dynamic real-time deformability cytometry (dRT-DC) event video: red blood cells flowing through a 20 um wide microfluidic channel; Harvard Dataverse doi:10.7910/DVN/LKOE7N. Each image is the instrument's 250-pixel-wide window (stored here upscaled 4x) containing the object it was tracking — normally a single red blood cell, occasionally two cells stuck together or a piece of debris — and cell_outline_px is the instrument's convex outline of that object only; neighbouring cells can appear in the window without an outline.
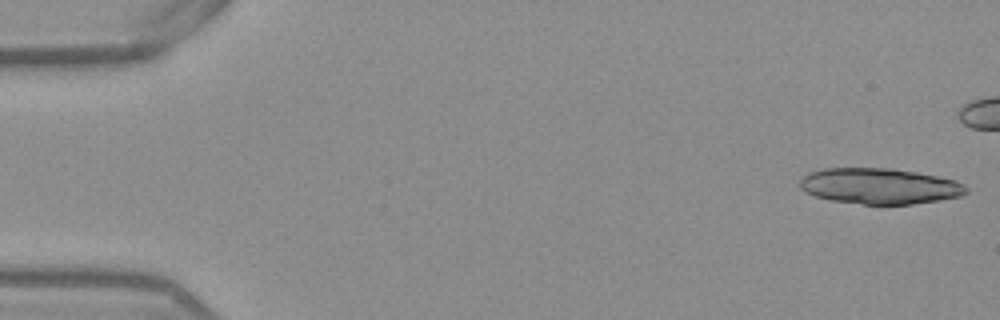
{"species": "Egyptian fruit bat (a non-hibernating species)", "species_latin": "Rousettus aegyptiacus", "temperature_condition": "warm", "stored_images_in_passage": 42, "camera_frame_rate_fps": 3000, "um_per_image_px": 0.085, "frame": {"image": 1, "passage_image": 1, "time_ms": 0.0, "image_size_px": [1000, 320], "cell_outline_px": [[968, 192], [960, 196], [940, 200], [912, 204], [864, 204], [832, 200], [816, 196], [804, 192], [800, 188], [800, 180], [808, 172], [824, 168], [892, 168], [916, 172], [956, 180], [964, 184], [968, 188]], "centroid_in_image_um": [74.77, 15.81], "position_along_channel_um": 10.2, "area_um2": 34.74}}